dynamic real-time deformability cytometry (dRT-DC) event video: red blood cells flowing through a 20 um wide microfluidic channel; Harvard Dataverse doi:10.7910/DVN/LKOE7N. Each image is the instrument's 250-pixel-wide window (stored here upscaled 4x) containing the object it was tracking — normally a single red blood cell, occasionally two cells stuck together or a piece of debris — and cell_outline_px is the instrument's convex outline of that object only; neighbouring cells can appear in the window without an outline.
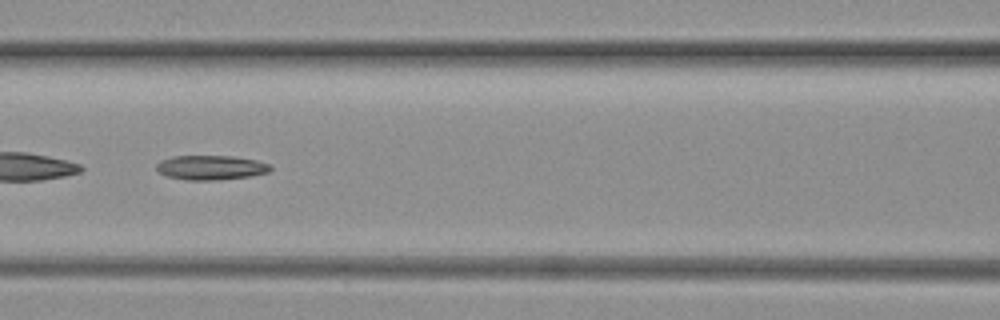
{"species": "common noctule bat (a hibernating species)", "species_latin": "Nyctalus noctula", "temperature_condition": "warm", "stored_images_in_passage": 52, "camera_frame_rate_fps": 3000, "um_per_image_px": 0.085, "animal": {"sex": "female", "body_mass_g": 19.3, "forearm_length_mm": 54.1}, "frame": {"image": 1, "passage_image": 10, "time_ms": 3.0, "image_size_px": [1000, 320], "cell_outline_px": [[272, 168], [268, 172], [248, 176], [220, 180], [184, 180], [168, 176], [160, 172], [156, 168], [156, 164], [160, 160], [172, 156], [232, 156], [256, 160], [268, 164]], "centroid_in_image_um": [17.89, 14.24], "position_along_channel_um": 148.7, "area_um2": 16.18}}
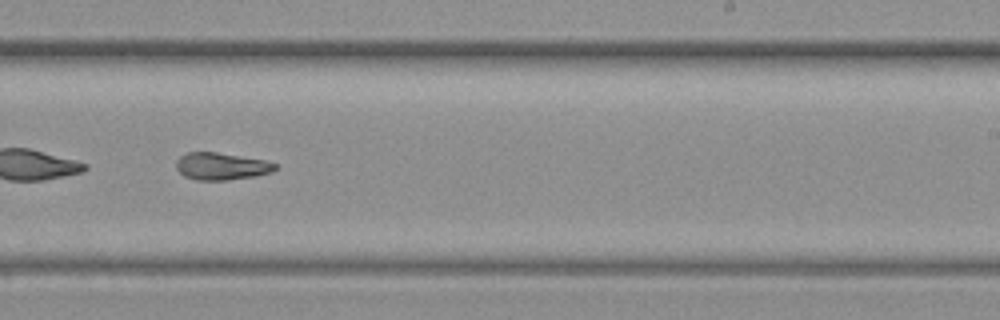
{"frame": {"image": 2, "passage_image": 24, "time_ms": 7.667, "image_size_px": [1000, 320], "cell_outline_px": [[276, 168], [272, 172], [256, 176], [228, 180], [196, 180], [184, 176], [176, 168], [176, 160], [184, 152], [216, 152], [264, 160], [276, 164]], "centroid_in_image_um": [18.78, 14.13], "position_along_channel_um": 270.2, "area_um2": 15.72}}
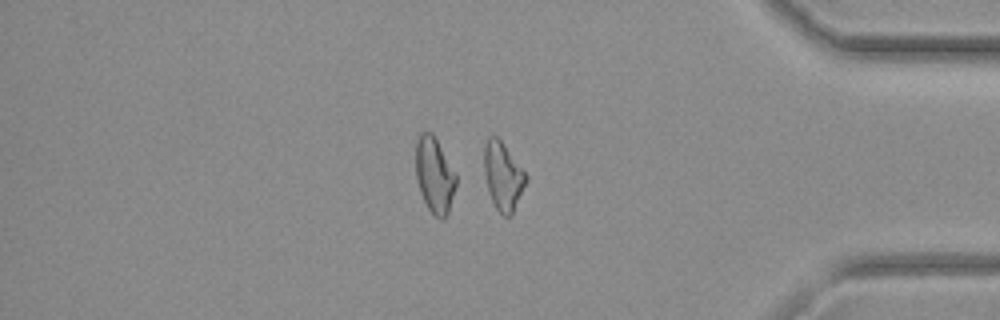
{"frame": {"image": 3, "passage_image": 41, "time_ms": 13.333, "image_size_px": [1000, 320], "cell_outline_px": [[528, 180], [512, 216], [504, 216], [496, 208], [492, 200], [488, 188], [484, 172], [484, 148], [488, 136], [496, 136], [500, 140], [528, 176]], "centroid_in_image_um": [42.77, 15.0], "position_along_channel_um": 392.4, "area_um2": 16.42}}